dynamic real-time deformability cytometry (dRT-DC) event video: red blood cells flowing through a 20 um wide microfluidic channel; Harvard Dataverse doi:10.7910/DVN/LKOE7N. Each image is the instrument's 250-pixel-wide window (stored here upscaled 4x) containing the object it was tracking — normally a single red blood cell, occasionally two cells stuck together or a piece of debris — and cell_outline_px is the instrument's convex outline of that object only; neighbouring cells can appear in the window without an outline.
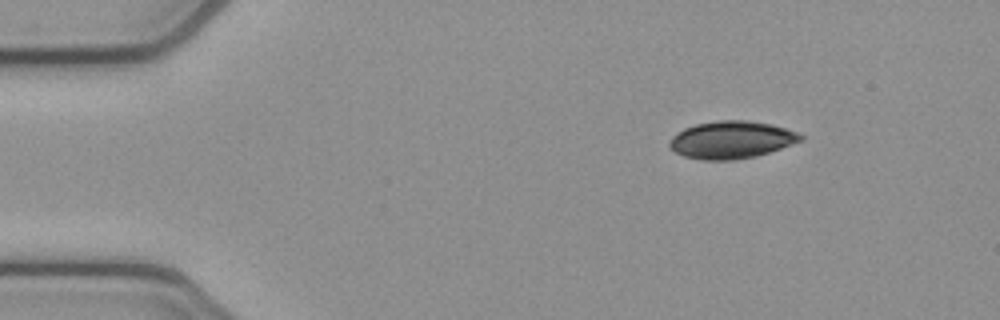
{"species": "common noctule bat (a hibernating species)", "species_latin": "Nyctalus noctula", "temperature_condition": "cold", "stored_images_in_passage": 4, "camera_frame_rate_fps": 3000, "um_per_image_px": 0.085, "animal": {"sex": "female", "body_mass_g": 21.9}, "frame": {"image": 1, "passage_image": 1, "time_ms": 0.0, "image_size_px": [1000, 320], "cell_outline_px": [[804, 140], [756, 156], [736, 160], [700, 160], [684, 156], [676, 152], [668, 144], [672, 136], [684, 128], [696, 124], [716, 120], [748, 120], [772, 124], [796, 132], [804, 136]], "centroid_in_image_um": [62.17, 11.88], "position_along_channel_um": 22.8, "area_um2": 28.61}}